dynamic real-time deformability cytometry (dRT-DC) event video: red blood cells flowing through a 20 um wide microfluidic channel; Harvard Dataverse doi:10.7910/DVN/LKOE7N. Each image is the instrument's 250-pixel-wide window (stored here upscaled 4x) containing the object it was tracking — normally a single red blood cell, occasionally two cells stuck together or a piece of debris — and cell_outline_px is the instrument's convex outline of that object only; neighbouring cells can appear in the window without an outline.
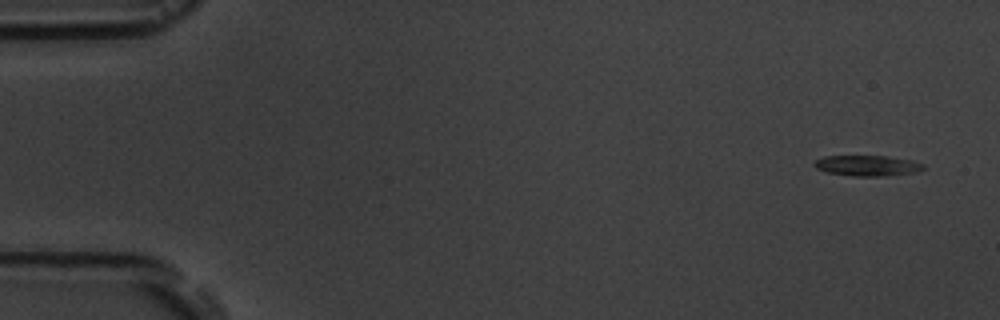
{"species": "common noctule bat (a hibernating species)", "species_latin": "Nyctalus noctula", "temperature_condition": "room temperature", "stored_images_in_passage": 5, "segment_of_instrument_passage": [2, 2], "camera_frame_rate_fps": 3000, "um_per_image_px": 0.085, "animal": {"sex": "male", "body_mass_g": 19.5, "forearm_length_mm": 54.6}, "frame": {"image": 1, "passage_image": 5, "time_ms": 5.667, "image_size_px": [1000, 320], "cell_outline_px": [[924, 168], [916, 172], [880, 176], [852, 176], [828, 172], [816, 168], [812, 164], [816, 160], [824, 156], [884, 156], [912, 160], [924, 164]], "centroid_in_image_um": [73.71, 14.07], "position_along_channel_um": 11.3, "area_um2": 12.95}}